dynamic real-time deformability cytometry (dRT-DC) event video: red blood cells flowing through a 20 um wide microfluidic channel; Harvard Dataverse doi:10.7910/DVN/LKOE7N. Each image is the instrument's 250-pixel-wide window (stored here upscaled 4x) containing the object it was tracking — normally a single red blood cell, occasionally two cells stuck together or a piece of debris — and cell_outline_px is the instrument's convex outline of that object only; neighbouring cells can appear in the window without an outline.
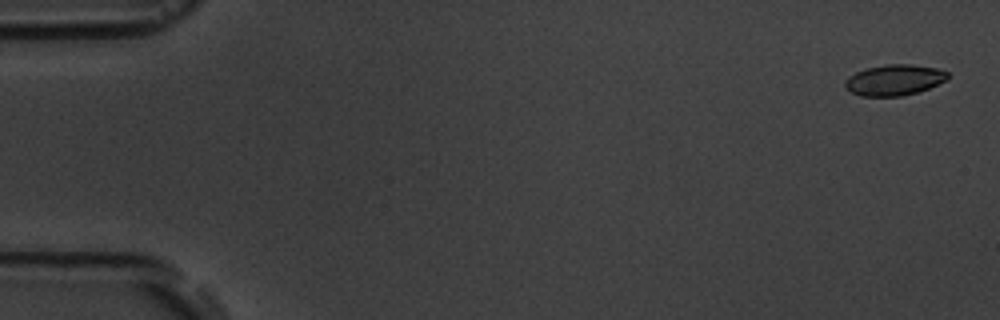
{"species": "common noctule bat (a hibernating species)", "species_latin": "Nyctalus noctula", "temperature_condition": "room temperature", "stored_images_in_passage": 4, "camera_frame_rate_fps": 3000, "um_per_image_px": 0.085, "animal": {"sex": "male", "body_mass_g": 19.5, "forearm_length_mm": 54.6}, "frame": {"image": 1, "passage_image": 1, "time_ms": 0.0, "image_size_px": [1000, 320], "cell_outline_px": [[948, 80], [928, 88], [916, 92], [900, 96], [860, 96], [852, 92], [844, 84], [844, 80], [848, 76], [856, 72], [868, 68], [888, 64], [912, 64], [936, 68], [948, 72]], "centroid_in_image_um": [76.02, 6.79], "position_along_channel_um": 9.0, "area_um2": 18.32}}
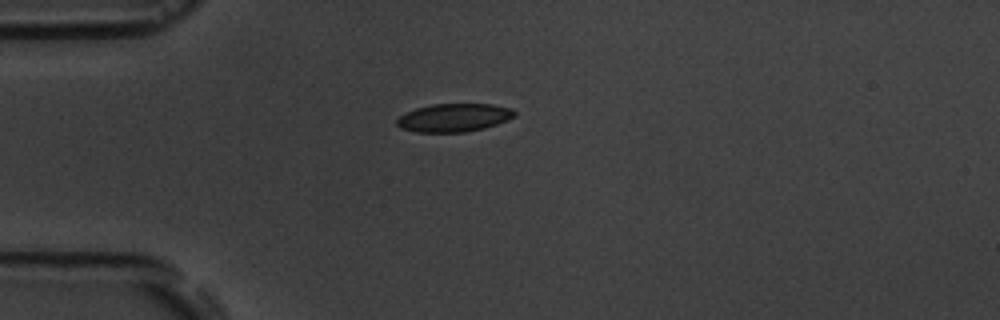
{"frame": {"image": 2, "passage_image": 4, "time_ms": 4.333, "image_size_px": [1000, 320], "cell_outline_px": [[516, 116], [496, 124], [484, 128], [464, 132], [416, 132], [400, 128], [396, 124], [396, 120], [400, 116], [416, 108], [432, 104], [492, 104], [512, 108], [516, 112]], "centroid_in_image_um": [38.59, 10.0], "position_along_channel_um": 46.4, "area_um2": 19.31}}